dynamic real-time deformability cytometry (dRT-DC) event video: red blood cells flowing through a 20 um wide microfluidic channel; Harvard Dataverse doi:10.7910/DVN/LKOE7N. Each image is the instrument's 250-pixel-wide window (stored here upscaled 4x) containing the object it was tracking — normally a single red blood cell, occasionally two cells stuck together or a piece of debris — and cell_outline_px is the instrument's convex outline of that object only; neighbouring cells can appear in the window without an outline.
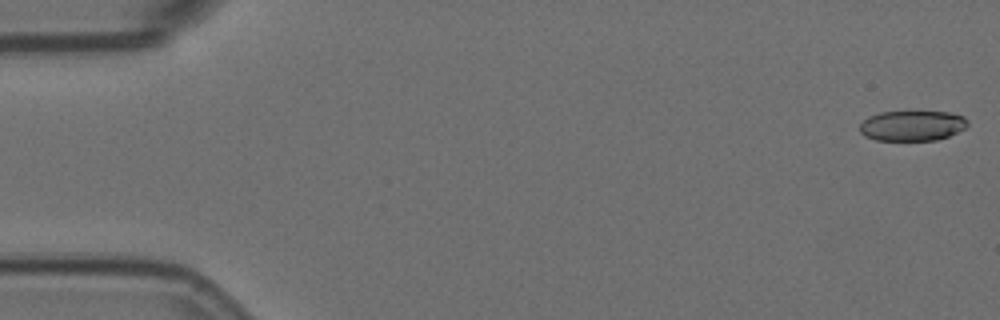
{"species": "Egyptian fruit bat (a non-hibernating species)", "species_latin": "Rousettus aegyptiacus", "temperature_condition": "room temperature", "stored_images_in_passage": 21, "camera_frame_rate_fps": 3000, "um_per_image_px": 0.085, "animal": {"sex": "female"}, "frame": {"image": 1, "passage_image": 1, "time_ms": 0.0, "image_size_px": [1000, 320], "cell_outline_px": [[968, 124], [964, 128], [948, 136], [936, 140], [876, 140], [864, 136], [860, 132], [860, 124], [868, 116], [880, 112], [948, 112], [964, 116], [968, 120]], "centroid_in_image_um": [77.52, 10.68], "position_along_channel_um": 7.5, "area_um2": 18.96}}
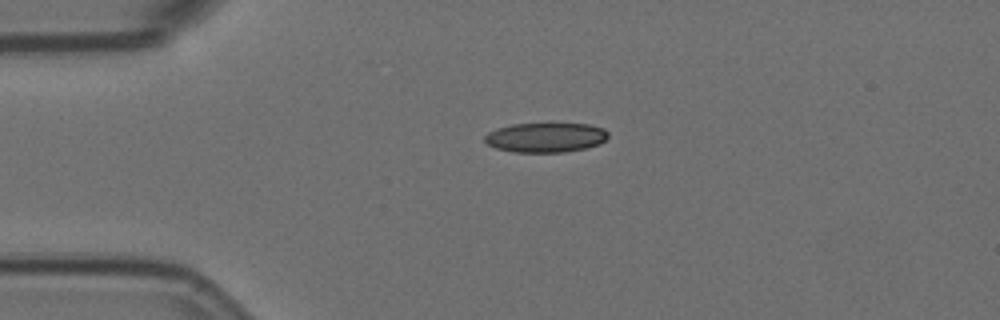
{"frame": {"image": 2, "passage_image": 13, "time_ms": 4.0, "image_size_px": [1000, 320], "cell_outline_px": [[608, 136], [600, 144], [584, 148], [564, 152], [516, 152], [496, 148], [488, 144], [484, 140], [484, 136], [488, 132], [496, 128], [512, 124], [588, 124], [604, 128], [608, 132]], "centroid_in_image_um": [46.37, 11.68], "position_along_channel_um": 38.6, "area_um2": 21.21}}
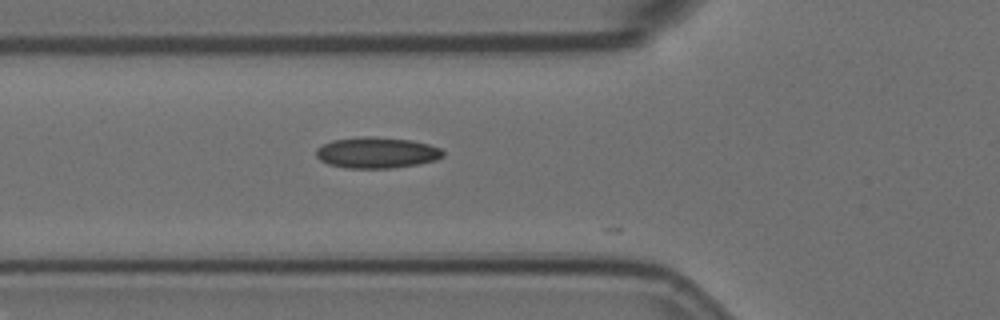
{"frame": {"image": 3, "passage_image": 20, "time_ms": 6.333, "image_size_px": [1000, 320], "cell_outline_px": [[444, 156], [436, 160], [416, 164], [392, 168], [344, 168], [328, 164], [320, 160], [316, 156], [316, 148], [332, 140], [364, 136], [372, 136], [412, 140], [428, 144], [440, 148], [444, 152]], "centroid_in_image_um": [32.01, 12.97], "position_along_channel_um": 93.8, "area_um2": 23.0}}